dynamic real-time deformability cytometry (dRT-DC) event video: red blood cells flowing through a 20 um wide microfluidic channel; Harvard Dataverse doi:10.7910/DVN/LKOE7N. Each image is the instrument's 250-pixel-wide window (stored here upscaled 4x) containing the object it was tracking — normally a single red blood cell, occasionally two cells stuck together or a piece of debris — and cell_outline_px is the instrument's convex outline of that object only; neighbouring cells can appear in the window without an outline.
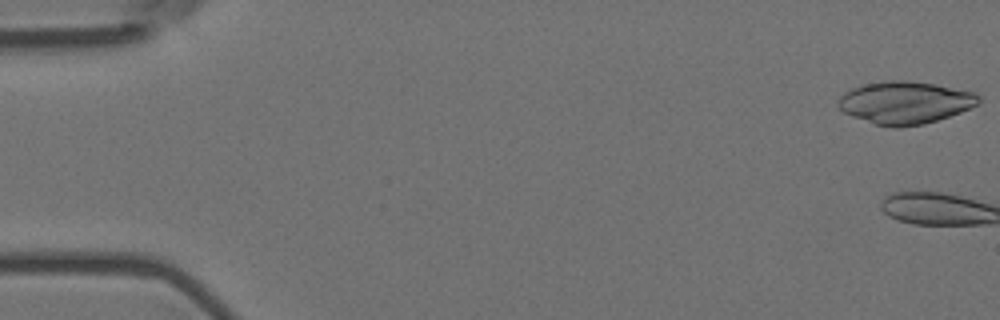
{"species": "Egyptian fruit bat (a non-hibernating species)", "species_latin": "Rousettus aegyptiacus", "temperature_condition": "room temperature", "stored_images_in_passage": 9, "camera_frame_rate_fps": 3000, "um_per_image_px": 0.085, "animal": {"sex": "female"}, "frame": {"image": 1, "passage_image": 1, "time_ms": 0.0, "image_size_px": [1000, 320], "cell_outline_px": [[980, 104], [960, 112], [924, 124], [900, 128], [892, 128], [876, 124], [852, 116], [844, 112], [836, 104], [836, 100], [844, 92], [852, 88], [868, 84], [888, 80], [908, 80], [936, 84], [976, 92], [980, 96]], "centroid_in_image_um": [76.94, 8.72], "position_along_channel_um": 8.1, "area_um2": 34.91}}